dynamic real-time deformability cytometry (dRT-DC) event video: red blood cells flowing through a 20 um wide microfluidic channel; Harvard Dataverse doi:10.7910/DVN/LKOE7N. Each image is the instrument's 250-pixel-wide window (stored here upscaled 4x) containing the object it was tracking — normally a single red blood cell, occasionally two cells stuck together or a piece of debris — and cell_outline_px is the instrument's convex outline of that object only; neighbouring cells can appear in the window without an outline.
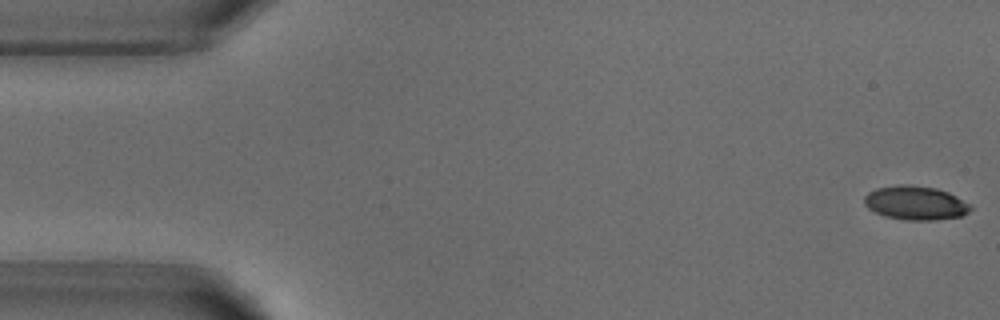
{"species": "common noctule bat (a hibernating species)", "species_latin": "Nyctalus noctula", "temperature_condition": "warm", "stored_images_in_passage": 4, "camera_frame_rate_fps": 3000, "um_per_image_px": 0.085, "animal": {"sex": "male", "body_mass_g": 18.8}, "frame": {"image": 1, "passage_image": 1, "time_ms": 0.0, "image_size_px": [1000, 320], "cell_outline_px": [[972, 208], [968, 212], [960, 216], [936, 220], [904, 220], [884, 216], [868, 208], [864, 204], [864, 196], [868, 192], [876, 188], [900, 184], [912, 184], [936, 188], [948, 192], [956, 196], [968, 204]], "centroid_in_image_um": [77.78, 17.24], "position_along_channel_um": 7.2, "area_um2": 21.04}}
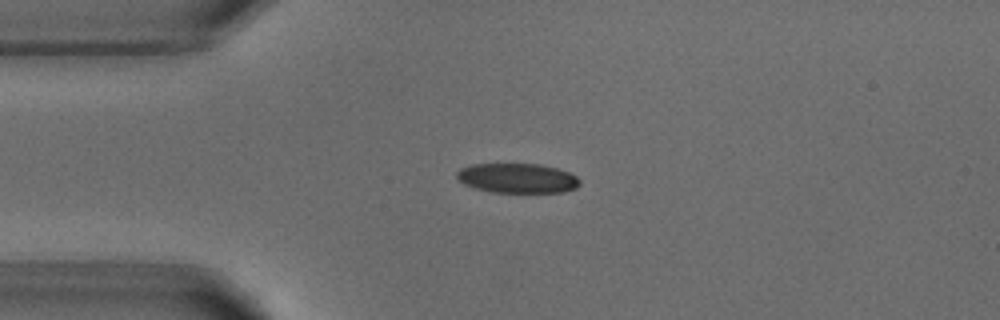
{"frame": {"image": 2, "passage_image": 4, "time_ms": 3.667, "image_size_px": [1000, 320], "cell_outline_px": [[580, 184], [576, 188], [564, 192], [492, 192], [476, 188], [464, 184], [456, 176], [456, 172], [460, 168], [472, 164], [540, 164], [556, 168], [568, 172], [576, 176], [580, 180]], "centroid_in_image_um": [43.98, 15.14], "position_along_channel_um": 41.0, "area_um2": 21.21}}